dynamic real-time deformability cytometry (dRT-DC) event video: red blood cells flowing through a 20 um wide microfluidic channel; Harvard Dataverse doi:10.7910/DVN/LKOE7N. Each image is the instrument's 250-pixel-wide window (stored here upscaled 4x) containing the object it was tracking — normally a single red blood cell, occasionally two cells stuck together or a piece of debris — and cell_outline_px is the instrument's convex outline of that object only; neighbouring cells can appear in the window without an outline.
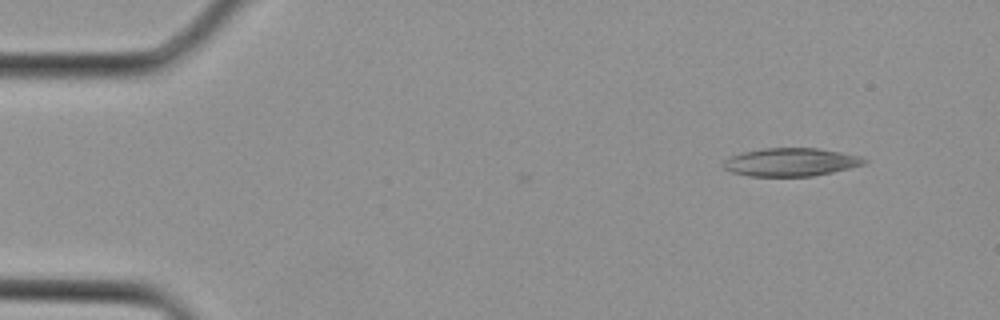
{"species": "Egyptian fruit bat (a non-hibernating species)", "species_latin": "Rousettus aegyptiacus", "temperature_condition": "cold", "stored_images_in_passage": 2, "camera_frame_rate_fps": 3000, "um_per_image_px": 0.085, "animal": {"sex": "female"}, "frame": {"image": 1, "passage_image": 1, "time_ms": 0.0, "image_size_px": [1000, 320], "cell_outline_px": [[868, 160], [864, 164], [832, 172], [812, 176], [748, 176], [732, 172], [724, 168], [724, 160], [732, 156], [744, 152], [764, 148], [816, 148], [840, 152], [860, 156]], "centroid_in_image_um": [67.22, 13.78], "position_along_channel_um": 17.8, "area_um2": 22.83}}